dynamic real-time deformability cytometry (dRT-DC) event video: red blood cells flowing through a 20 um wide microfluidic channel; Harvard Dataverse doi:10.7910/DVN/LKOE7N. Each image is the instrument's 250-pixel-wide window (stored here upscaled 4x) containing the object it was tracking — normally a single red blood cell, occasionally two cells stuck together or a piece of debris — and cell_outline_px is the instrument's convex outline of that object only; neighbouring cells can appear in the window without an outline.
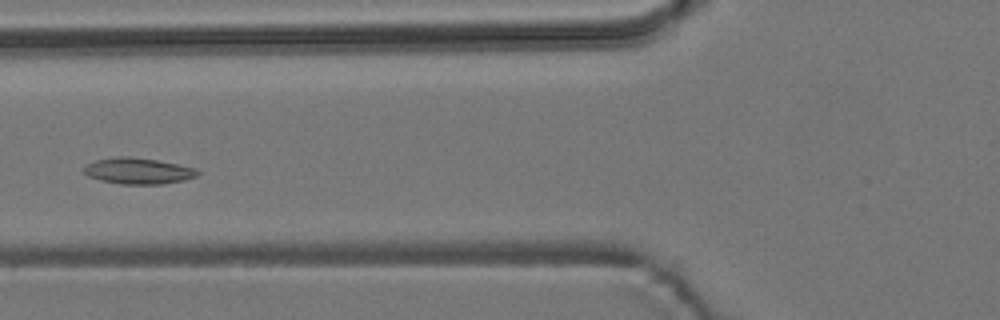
{"species": "common noctule bat (a hibernating species)", "species_latin": "Nyctalus noctula", "temperature_condition": "room temperature", "stored_images_in_passage": 4, "camera_frame_rate_fps": 3000, "um_per_image_px": 0.085, "animal": {"sex": "male", "body_mass_g": 19.2, "forearm_length_mm": 51.8}, "frame": {"image": 1, "passage_image": 4, "time_ms": 1.0, "image_size_px": [1000, 320], "cell_outline_px": [[200, 172], [196, 176], [184, 180], [164, 184], [120, 184], [100, 180], [88, 176], [84, 172], [84, 168], [88, 164], [96, 160], [116, 156], [128, 156], [156, 160], [196, 168]], "centroid_in_image_um": [11.75, 14.53], "position_along_channel_um": 114.1, "area_um2": 17.22}}